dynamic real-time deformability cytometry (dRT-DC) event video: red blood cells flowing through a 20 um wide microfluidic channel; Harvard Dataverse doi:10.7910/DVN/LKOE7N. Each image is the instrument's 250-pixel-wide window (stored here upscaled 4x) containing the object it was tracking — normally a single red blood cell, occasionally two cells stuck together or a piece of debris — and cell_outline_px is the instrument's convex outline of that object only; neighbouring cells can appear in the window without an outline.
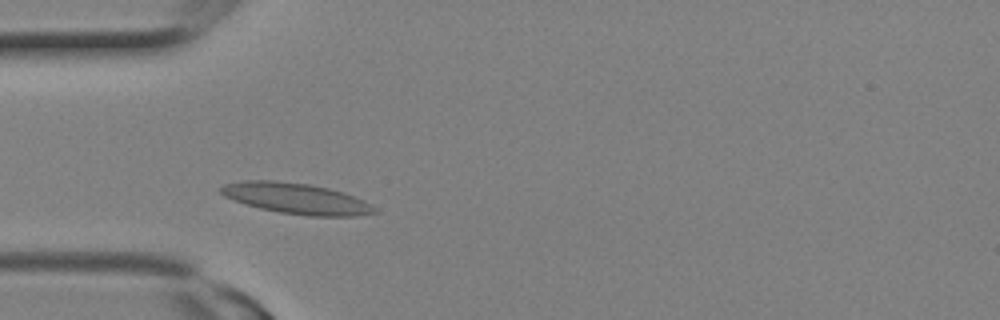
{"species": "Egyptian fruit bat (a non-hibernating species)", "species_latin": "Rousettus aegyptiacus", "temperature_condition": "room temperature", "stored_images_in_passage": 7, "camera_frame_rate_fps": 3000, "um_per_image_px": 0.085, "animal": {"sex": "female"}, "frame": {"image": 1, "passage_image": 4, "time_ms": 1.0, "image_size_px": [1000, 320], "cell_outline_px": [[376, 212], [356, 216], [308, 216], [280, 212], [260, 208], [244, 204], [224, 196], [216, 188], [224, 184], [244, 180], [272, 180], [308, 184], [328, 188], [344, 192], [364, 200], [376, 208]], "centroid_in_image_um": [25.15, 16.86], "position_along_channel_um": 59.9, "area_um2": 27.63}}
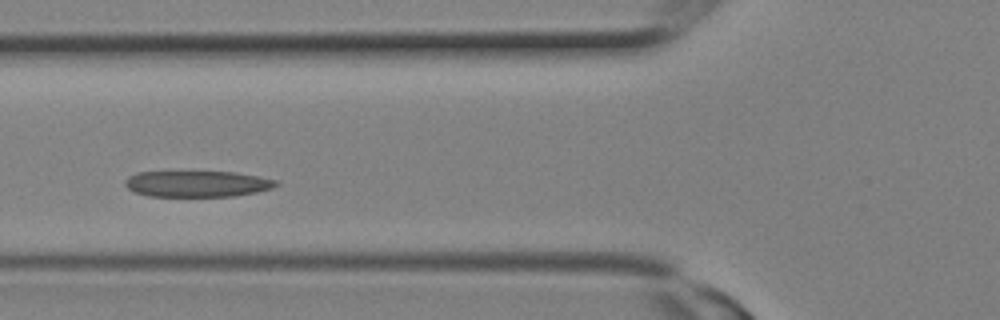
{"frame": {"image": 2, "passage_image": 6, "time_ms": 1.667, "image_size_px": [1000, 320], "cell_outline_px": [[280, 184], [272, 188], [256, 192], [232, 196], [148, 196], [136, 192], [128, 188], [124, 184], [124, 180], [128, 176], [136, 172], [236, 172], [260, 176], [276, 180]], "centroid_in_image_um": [16.77, 15.62], "position_along_channel_um": 109.0, "area_um2": 23.0}}